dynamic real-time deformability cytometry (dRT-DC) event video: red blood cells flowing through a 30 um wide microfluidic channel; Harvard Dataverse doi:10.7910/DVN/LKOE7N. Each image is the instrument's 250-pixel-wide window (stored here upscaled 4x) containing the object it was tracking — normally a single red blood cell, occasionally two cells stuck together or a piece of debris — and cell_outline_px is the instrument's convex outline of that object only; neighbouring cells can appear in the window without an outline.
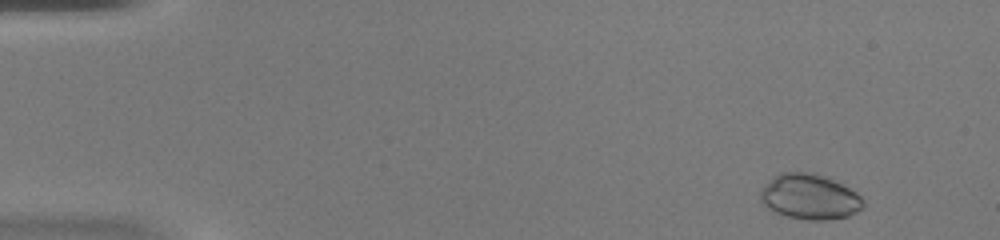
{"species": "common noctule bat (a hibernating species)", "species_latin": "Nyctalus noctula", "temperature_condition": "warm", "stored_images_in_passage": 47, "camera_frame_rate_fps": 3000, "um_per_image_px": 0.085, "animal": {"sex": "female", "body_mass_g": 20.0, "forearm_length_mm": 54.0}, "frame": {"image": 1, "passage_image": 3, "time_ms": 0.667, "image_size_px": [1000, 240], "cell_outline_px": [[860, 208], [848, 216], [816, 220], [788, 216], [772, 208], [764, 200], [764, 188], [776, 176], [784, 172], [792, 172], [816, 176], [840, 184], [848, 188], [860, 196]], "centroid_in_image_um": [68.86, 16.75], "position_along_channel_um": 16.1, "area_um2": 24.62}}
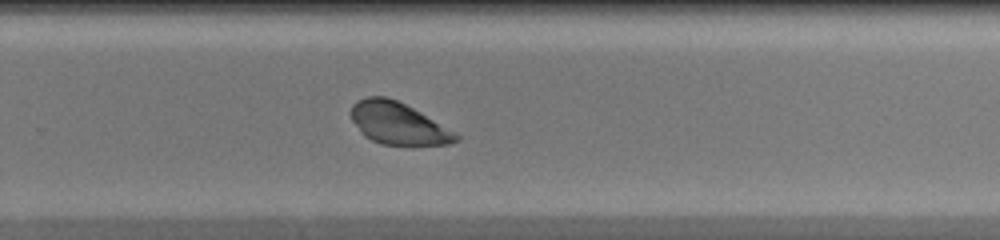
{"frame": {"image": 2, "passage_image": 31, "time_ms": 10.0, "image_size_px": [1000, 240], "cell_outline_px": [[460, 136], [456, 140], [448, 144], [384, 144], [372, 140], [364, 136], [352, 120], [352, 104], [368, 96], [384, 96], [396, 100], [412, 108]], "centroid_in_image_um": [33.78, 10.48], "position_along_channel_um": 296.0, "area_um2": 24.68}}
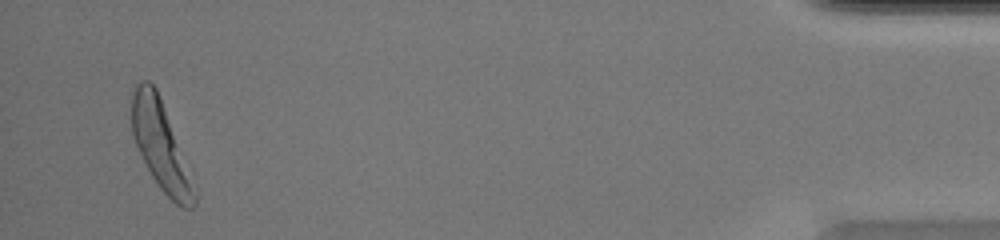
{"frame": {"image": 3, "passage_image": 45, "time_ms": 14.667, "image_size_px": [1000, 240], "cell_outline_px": [[196, 204], [192, 208], [184, 208], [176, 204], [160, 188], [152, 176], [136, 144], [132, 132], [132, 96], [136, 84], [144, 80], [148, 80], [156, 88], [196, 196]], "centroid_in_image_um": [13.59, 12.37], "position_along_channel_um": 421.6, "area_um2": 30.0}}